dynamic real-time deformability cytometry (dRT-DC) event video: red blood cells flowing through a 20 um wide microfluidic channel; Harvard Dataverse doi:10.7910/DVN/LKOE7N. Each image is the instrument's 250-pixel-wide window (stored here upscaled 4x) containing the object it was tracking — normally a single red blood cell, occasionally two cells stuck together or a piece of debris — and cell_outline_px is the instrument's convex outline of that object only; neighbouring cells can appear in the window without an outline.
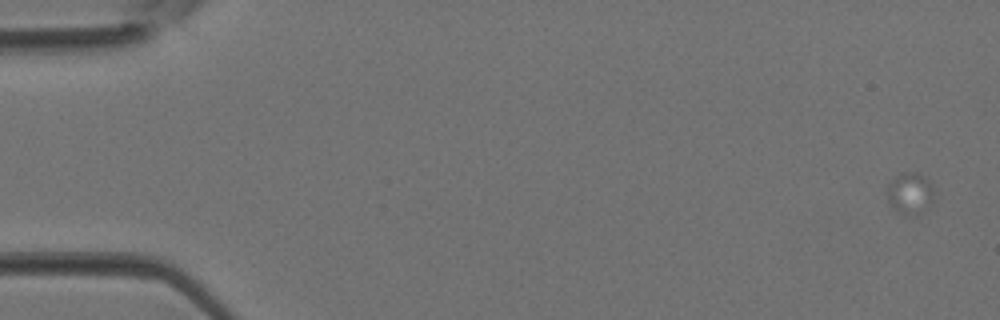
{"species": "Egyptian fruit bat (a non-hibernating species)", "species_latin": "Rousettus aegyptiacus", "temperature_condition": "room temperature", "stored_images_in_passage": 4, "camera_frame_rate_fps": 3000, "um_per_image_px": 0.085, "animal": {"sex": "female"}, "frame": {"image": 1, "passage_image": 1, "time_ms": 0.0, "image_size_px": [1000, 320], "cell_outline_px": [[932, 200], [928, 204], [904, 216], [892, 208], [888, 200], [888, 184], [900, 172], [916, 172], [924, 176], [932, 184]], "centroid_in_image_um": [77.29, 16.36], "position_along_channel_um": 7.7, "area_um2": 10.75}}